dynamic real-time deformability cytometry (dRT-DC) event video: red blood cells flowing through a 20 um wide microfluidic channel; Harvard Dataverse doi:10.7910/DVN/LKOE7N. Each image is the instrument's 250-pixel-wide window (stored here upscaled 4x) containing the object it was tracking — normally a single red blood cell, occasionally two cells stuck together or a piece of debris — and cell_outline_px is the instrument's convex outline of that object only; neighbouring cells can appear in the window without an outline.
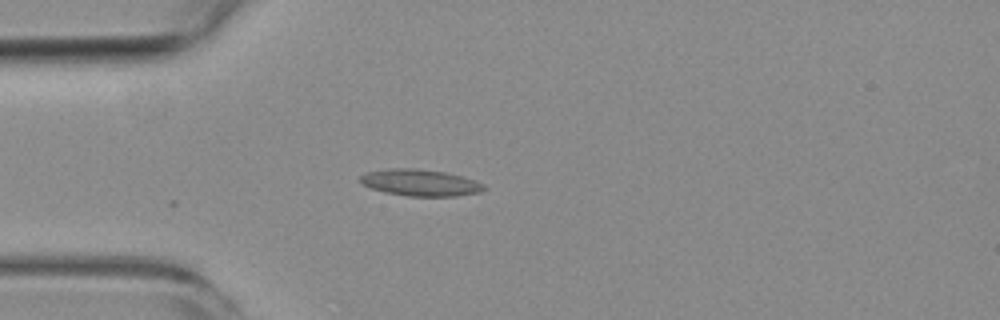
{"species": "common noctule bat (a hibernating species)", "species_latin": "Nyctalus noctula", "temperature_condition": "room temperature", "stored_images_in_passage": 2, "camera_frame_rate_fps": 3000, "um_per_image_px": 0.085, "animal": {"sex": "female", "body_mass_g": 19.3, "forearm_length_mm": 54.1}, "frame": {"image": 1, "passage_image": 2, "time_ms": 1.0, "image_size_px": [1000, 320], "cell_outline_px": [[488, 188], [480, 192], [456, 196], [408, 196], [384, 192], [372, 188], [364, 184], [360, 180], [360, 176], [368, 172], [388, 168], [416, 168], [444, 172], [476, 180], [484, 184]], "centroid_in_image_um": [35.76, 15.53], "position_along_channel_um": 49.2, "area_um2": 19.13}}